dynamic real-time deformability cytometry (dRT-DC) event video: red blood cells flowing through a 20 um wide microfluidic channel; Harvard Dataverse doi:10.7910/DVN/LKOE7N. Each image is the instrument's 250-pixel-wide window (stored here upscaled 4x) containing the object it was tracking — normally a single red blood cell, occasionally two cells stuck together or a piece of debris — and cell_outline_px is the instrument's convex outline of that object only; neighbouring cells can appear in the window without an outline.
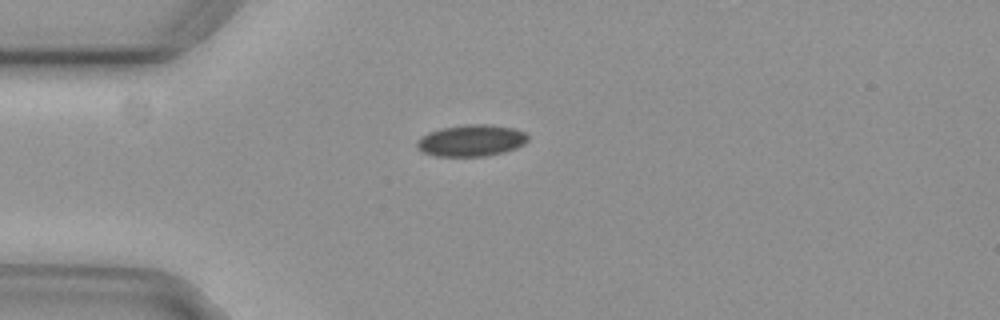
{"species": "common noctule bat (a hibernating species)", "species_latin": "Nyctalus noctula", "temperature_condition": "cold", "stored_images_in_passage": 32, "camera_frame_rate_fps": 3000, "um_per_image_px": 0.085, "animal": {"sex": "female", "body_mass_g": 29.2, "forearm_length_mm": 56.3}, "frame": {"image": 1, "passage_image": 1, "time_ms": 0.0, "image_size_px": [1000, 320], "cell_outline_px": [[528, 140], [524, 144], [516, 148], [484, 156], [436, 156], [420, 152], [416, 148], [416, 140], [420, 136], [428, 132], [440, 128], [464, 124], [488, 124], [512, 128], [524, 132], [528, 136]], "centroid_in_image_um": [39.98, 11.94], "position_along_channel_um": 45.0, "area_um2": 20.58}}
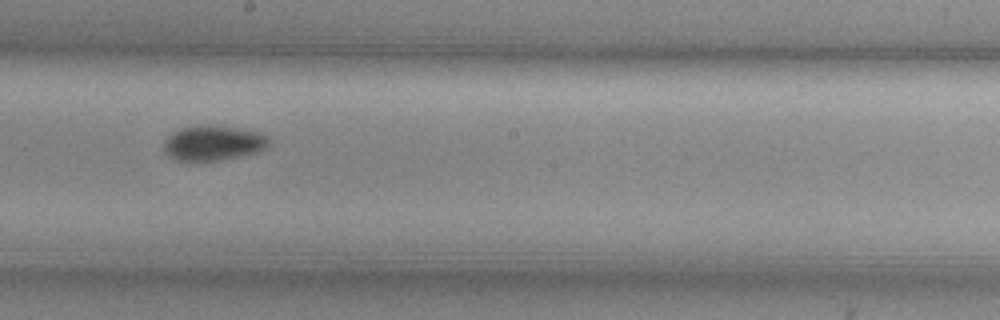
{"frame": {"image": 2, "passage_image": 17, "time_ms": 5.333, "image_size_px": [1000, 320], "cell_outline_px": [[272, 144], [268, 148], [260, 152], [244, 156], [220, 160], [188, 164], [176, 160], [168, 156], [164, 152], [164, 136], [188, 124], [224, 124], [264, 132], [272, 136]], "centroid_in_image_um": [18.18, 12.14], "position_along_channel_um": 230.0, "area_um2": 23.64}}
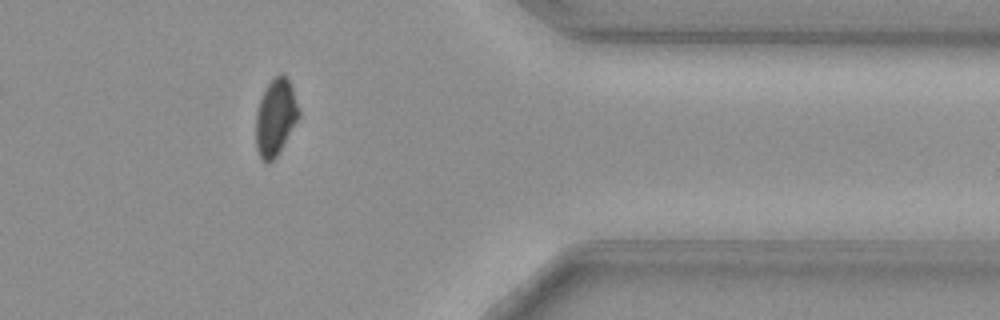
{"frame": {"image": 3, "passage_image": 31, "time_ms": 10.0, "image_size_px": [1000, 320], "cell_outline_px": [[300, 116], [276, 156], [268, 164], [260, 156], [256, 148], [256, 112], [260, 100], [268, 84], [280, 72], [288, 80], [292, 88], [300, 112]], "centroid_in_image_um": [23.42, 9.97], "position_along_channel_um": 388.0, "area_um2": 18.73}, "authors_computed_cell_mechanics": {"area_um2": 21.4438, "velocity_mm_per_s": 3.8112, "shape_relaxation_time_tau1_ms": 4.0223, "shape_relaxation_time_tau2_ms": null, "deformation_change_tau1": 0.0699, "deformation_change_tau2": null}}